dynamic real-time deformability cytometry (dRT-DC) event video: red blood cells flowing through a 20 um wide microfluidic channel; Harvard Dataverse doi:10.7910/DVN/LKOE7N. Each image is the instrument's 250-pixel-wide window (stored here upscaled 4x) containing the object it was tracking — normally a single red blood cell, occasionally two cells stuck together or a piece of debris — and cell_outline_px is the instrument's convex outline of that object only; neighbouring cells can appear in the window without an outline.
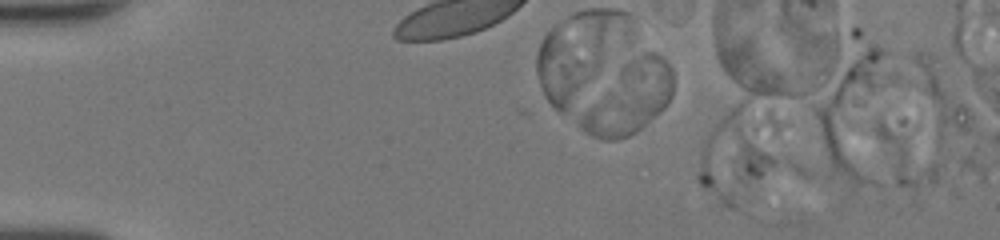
{"species": "human", "species_latin": "Homo sapiens", "temperature_condition": "room temperature", "stored_images_in_passage": 2, "camera_frame_rate_fps": 3000, "um_per_image_px": 0.085, "donor": {"sex": "female"}, "frame": {"image": 1, "passage_image": 1, "time_ms": 0.0, "image_size_px": [1000, 240], "cell_outline_px": [[944, 164], [936, 180], [916, 188], [912, 188], [896, 184], [876, 132], [876, 120], [904, 120]], "centroid_in_image_um": [77.14, 13.12], "position_along_channel_um": 7.9, "area_um2": 20.98}}